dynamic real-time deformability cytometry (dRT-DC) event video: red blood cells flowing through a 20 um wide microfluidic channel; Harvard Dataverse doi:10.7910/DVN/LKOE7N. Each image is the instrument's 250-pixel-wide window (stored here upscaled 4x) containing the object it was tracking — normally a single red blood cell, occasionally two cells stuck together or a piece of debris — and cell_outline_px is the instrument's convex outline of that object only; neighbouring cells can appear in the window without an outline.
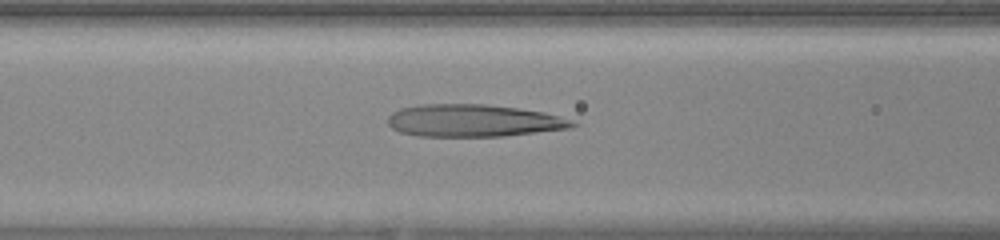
{"species": "human", "species_latin": "Homo sapiens", "temperature_condition": "warm", "stored_images_in_passage": 48, "camera_frame_rate_fps": 3000, "um_per_image_px": 0.085, "donor": {"sex": "female"}, "frame": {"image": 1, "passage_image": 21, "time_ms": 6.667, "image_size_px": [1000, 240], "cell_outline_px": [[580, 124], [572, 128], [504, 136], [416, 136], [400, 132], [392, 128], [388, 124], [388, 116], [392, 112], [400, 108], [420, 104], [484, 104], [520, 108], [544, 112], [572, 120]], "centroid_in_image_um": [40.25, 10.25], "position_along_channel_um": 126.4, "area_um2": 35.03}}
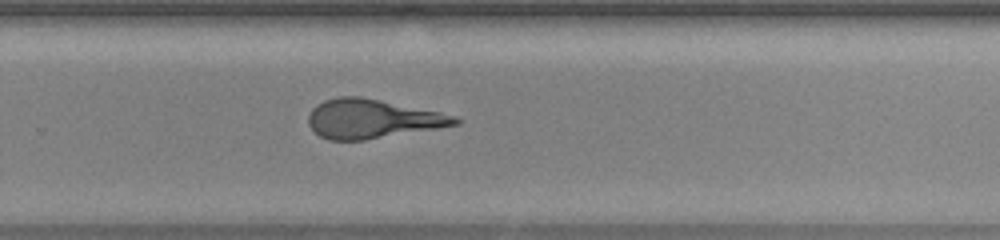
{"frame": {"image": 2, "passage_image": 33, "time_ms": 10.667, "image_size_px": [1000, 240], "cell_outline_px": [[460, 124], [364, 140], [328, 140], [320, 136], [308, 124], [308, 116], [312, 108], [316, 104], [324, 100], [340, 96], [360, 96], [440, 112], [456, 116], [460, 120]], "centroid_in_image_um": [31.61, 10.09], "position_along_channel_um": 298.2, "area_um2": 33.12}}
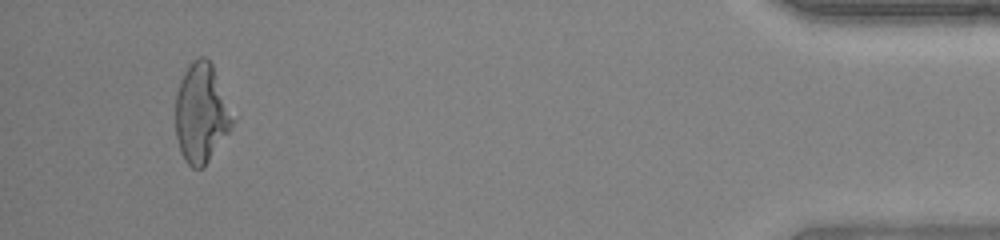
{"frame": {"image": 3, "passage_image": 46, "time_ms": 15.0, "image_size_px": [1000, 240], "cell_outline_px": [[236, 120], [232, 128], [204, 168], [192, 168], [184, 160], [180, 152], [176, 136], [176, 92], [180, 80], [188, 64], [192, 60], [200, 56], [204, 56], [212, 64]], "centroid_in_image_um": [17.12, 9.64], "position_along_channel_um": 418.1, "area_um2": 33.41}, "authors_computed_cell_mechanics": {"area_um2": 34.5933, "velocity_mm_per_s": 4.3028, "shape_relaxation_time_tau1_ms": null, "shape_relaxation_time_tau2_ms": 1.8741, "deformation_change_tau1": null, "deformation_change_tau2": 0.1296}}